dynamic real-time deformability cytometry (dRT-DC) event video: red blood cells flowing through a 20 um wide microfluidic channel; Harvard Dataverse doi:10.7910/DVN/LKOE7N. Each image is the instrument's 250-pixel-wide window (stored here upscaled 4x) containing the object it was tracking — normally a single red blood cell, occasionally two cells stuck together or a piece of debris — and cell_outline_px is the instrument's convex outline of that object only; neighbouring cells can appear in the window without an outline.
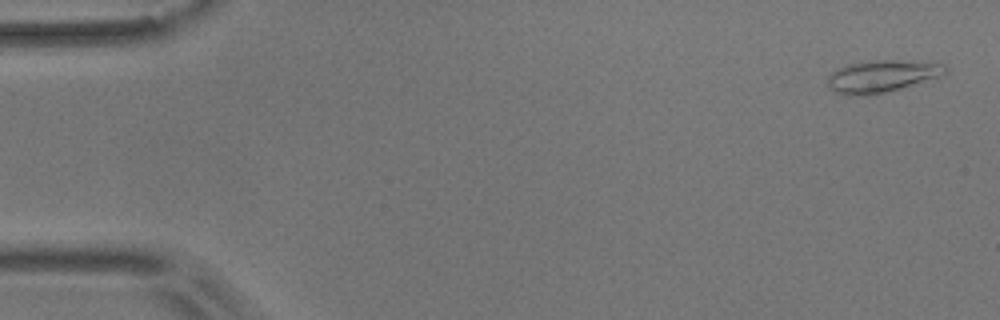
{"species": "common noctule bat (a hibernating species)", "species_latin": "Nyctalus noctula", "temperature_condition": "room temperature", "stored_images_in_passage": 9, "camera_frame_rate_fps": 3000, "um_per_image_px": 0.085, "animal": {"sex": "male", "body_mass_g": 17.9}, "frame": {"image": 1, "passage_image": 2, "time_ms": 0.333, "image_size_px": [1000, 320], "cell_outline_px": [[948, 72], [940, 76], [892, 92], [864, 96], [848, 96], [836, 92], [828, 88], [828, 76], [832, 72], [848, 64], [872, 60], [896, 60], [944, 64], [948, 68]], "centroid_in_image_um": [74.96, 6.5], "position_along_channel_um": 10.0, "area_um2": 22.31}}